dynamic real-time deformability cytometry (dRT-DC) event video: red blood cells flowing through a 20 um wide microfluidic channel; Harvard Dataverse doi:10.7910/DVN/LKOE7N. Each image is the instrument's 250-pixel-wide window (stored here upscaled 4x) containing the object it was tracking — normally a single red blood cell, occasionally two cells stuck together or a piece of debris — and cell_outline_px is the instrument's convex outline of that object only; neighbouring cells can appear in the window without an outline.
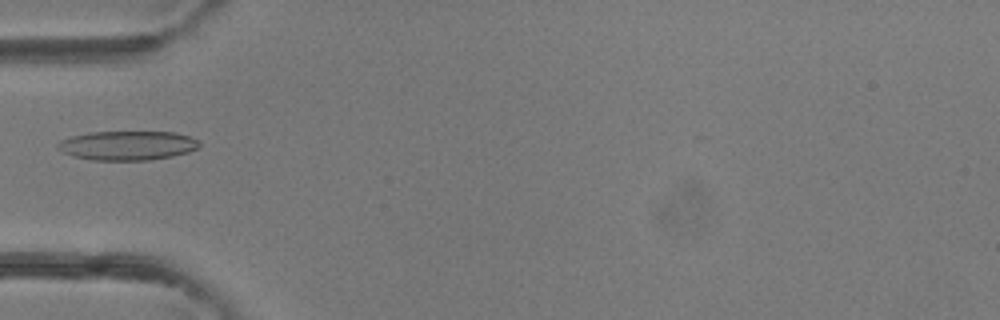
{"species": "common noctule bat (a hibernating species)", "species_latin": "Nyctalus noctula", "temperature_condition": "room temperature", "stored_images_in_passage": 4, "camera_frame_rate_fps": 3000, "um_per_image_px": 0.085, "animal": {"sex": "female"}, "frame": {"image": 1, "passage_image": 4, "time_ms": 4.333, "image_size_px": [1000, 320], "cell_outline_px": [[200, 144], [196, 148], [188, 152], [172, 156], [148, 160], [92, 160], [76, 156], [64, 152], [56, 148], [56, 144], [60, 140], [72, 136], [88, 132], [176, 132], [200, 140]], "centroid_in_image_um": [10.83, 12.36], "position_along_channel_um": 74.2, "area_um2": 24.04}}